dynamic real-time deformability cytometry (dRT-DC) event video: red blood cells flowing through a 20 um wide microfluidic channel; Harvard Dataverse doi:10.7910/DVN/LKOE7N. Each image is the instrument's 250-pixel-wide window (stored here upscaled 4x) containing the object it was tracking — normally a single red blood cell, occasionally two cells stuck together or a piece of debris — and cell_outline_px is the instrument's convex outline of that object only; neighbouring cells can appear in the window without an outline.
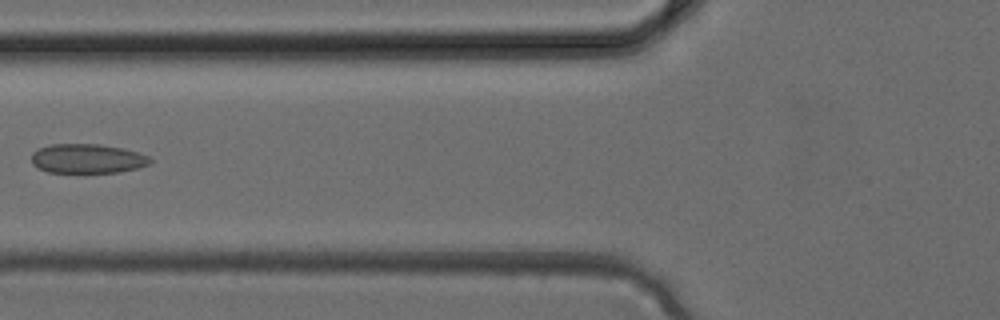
{"species": "common noctule bat (a hibernating species)", "species_latin": "Nyctalus noctula", "temperature_condition": "cold", "stored_images_in_passage": 2, "camera_frame_rate_fps": 3000, "um_per_image_px": 0.085, "animal": {"sex": "female", "body_mass_g": 24.6, "forearm_length_mm": 56.2}, "frame": {"image": 1, "passage_image": 2, "time_ms": 0.333, "image_size_px": [1000, 320], "cell_outline_px": [[152, 160], [148, 164], [140, 168], [120, 172], [48, 172], [36, 168], [32, 164], [32, 152], [48, 144], [100, 144], [124, 148], [148, 156]], "centroid_in_image_um": [7.41, 13.48], "position_along_channel_um": 118.4, "area_um2": 20.4}}